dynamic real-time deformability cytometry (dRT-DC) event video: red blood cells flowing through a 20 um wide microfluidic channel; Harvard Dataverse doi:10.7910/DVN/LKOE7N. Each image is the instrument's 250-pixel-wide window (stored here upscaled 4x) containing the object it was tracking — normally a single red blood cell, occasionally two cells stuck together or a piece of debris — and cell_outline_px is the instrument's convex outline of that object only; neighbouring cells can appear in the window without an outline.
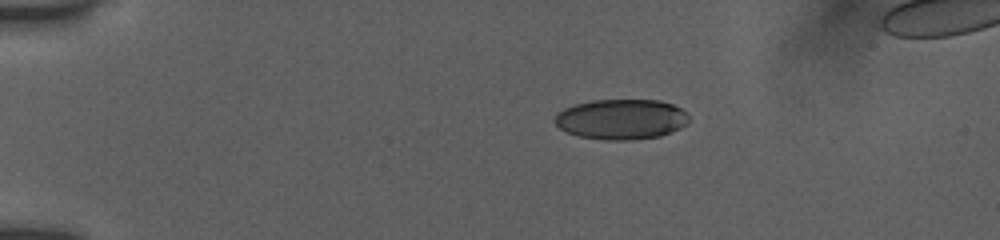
{"species": "human", "species_latin": "Homo sapiens", "temperature_condition": "room temperature", "stored_images_in_passage": 33, "camera_frame_rate_fps": 3000, "um_per_image_px": 0.085, "donor": {"sex": "female"}, "frame": {"image": 1, "passage_image": 1, "time_ms": 0.0, "image_size_px": [1000, 240], "cell_outline_px": [[688, 124], [680, 128], [660, 136], [632, 140], [604, 140], [580, 136], [568, 132], [560, 128], [556, 124], [556, 116], [564, 108], [576, 104], [592, 100], [660, 100], [672, 104], [688, 112]], "centroid_in_image_um": [52.86, 10.13], "position_along_channel_um": 32.1, "area_um2": 31.39}}
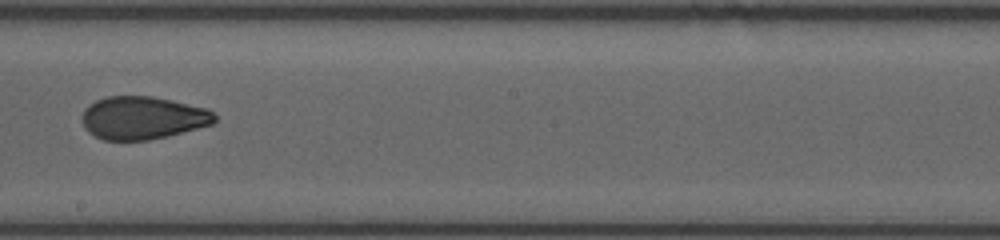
{"frame": {"image": 2, "passage_image": 14, "time_ms": 4.333, "image_size_px": [1000, 240], "cell_outline_px": [[216, 120], [212, 124], [168, 136], [148, 140], [104, 140], [88, 132], [84, 128], [80, 116], [84, 108], [88, 104], [96, 100], [108, 96], [152, 96], [172, 100], [208, 108], [216, 112]], "centroid_in_image_um": [12.12, 10.01], "position_along_channel_um": 236.1, "area_um2": 33.52}}
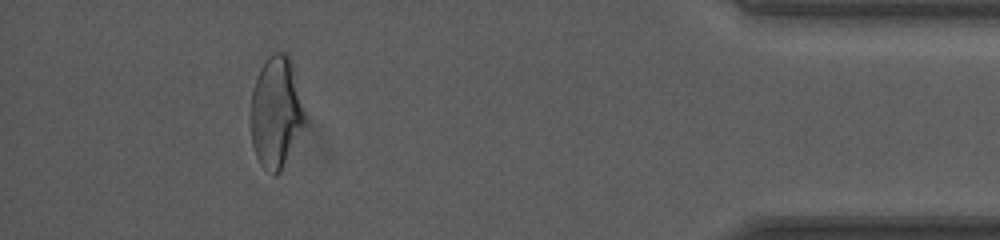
{"frame": {"image": 3, "passage_image": 29, "time_ms": 9.333, "image_size_px": [1000, 240], "cell_outline_px": [[304, 120], [280, 172], [276, 176], [272, 176], [260, 164], [256, 156], [252, 144], [248, 120], [248, 116], [252, 88], [260, 68], [268, 56], [272, 52], [288, 52], [292, 60], [304, 116]], "centroid_in_image_um": [23.37, 9.51], "position_along_channel_um": 411.8, "area_um2": 35.08}}